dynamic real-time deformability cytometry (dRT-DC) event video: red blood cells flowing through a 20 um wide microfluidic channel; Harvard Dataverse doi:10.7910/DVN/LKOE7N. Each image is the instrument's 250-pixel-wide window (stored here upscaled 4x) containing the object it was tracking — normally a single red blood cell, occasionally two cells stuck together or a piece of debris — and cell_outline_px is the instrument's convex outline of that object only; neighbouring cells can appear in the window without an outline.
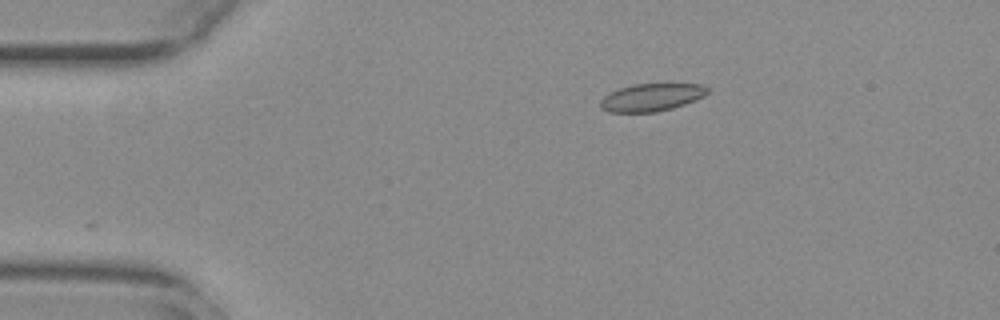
{"species": "common noctule bat (a hibernating species)", "species_latin": "Nyctalus noctula", "temperature_condition": "warm", "stored_images_in_passage": 34, "camera_frame_rate_fps": 3000, "um_per_image_px": 0.085, "animal": {"sex": "female", "body_mass_g": 29.2, "forearm_length_mm": 56.3}, "frame": {"image": 1, "passage_image": 1, "time_ms": 0.0, "image_size_px": [1000, 320], "cell_outline_px": [[708, 92], [704, 96], [684, 104], [672, 108], [656, 112], [608, 112], [600, 108], [600, 100], [604, 96], [620, 88], [632, 84], [700, 84], [708, 88]], "centroid_in_image_um": [55.35, 8.28], "position_along_channel_um": 29.6, "area_um2": 17.11}}
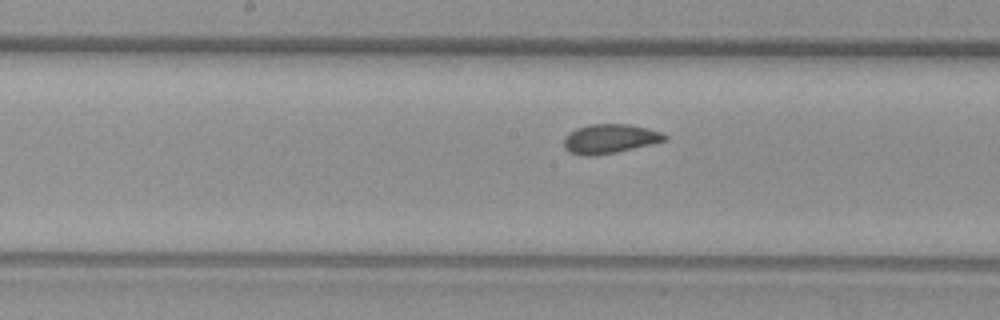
{"frame": {"image": 2, "passage_image": 19, "time_ms": 6.0, "image_size_px": [1000, 320], "cell_outline_px": [[668, 140], [652, 144], [616, 152], [596, 156], [584, 156], [568, 152], [564, 148], [564, 136], [568, 132], [576, 128], [588, 124], [628, 124], [648, 128], [660, 132], [668, 136]], "centroid_in_image_um": [51.8, 11.8], "position_along_channel_um": 196.4, "area_um2": 17.46}}
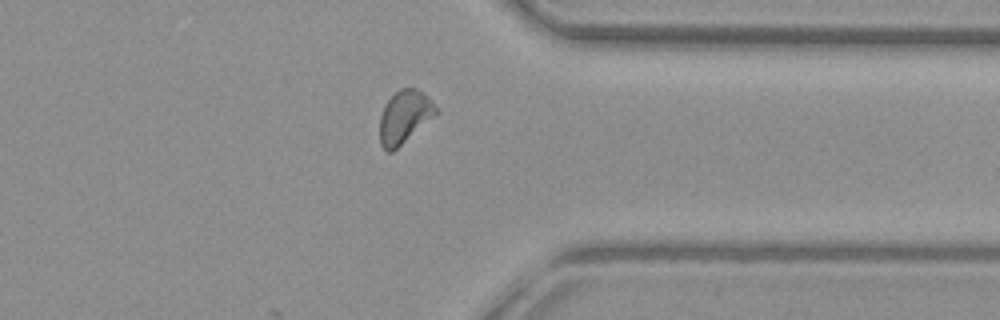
{"frame": {"image": 3, "passage_image": 34, "time_ms": 11.0, "image_size_px": [1000, 320], "cell_outline_px": [[440, 112], [392, 152], [388, 152], [380, 144], [380, 116], [384, 104], [400, 88], [416, 88], [424, 92], [432, 100]], "centroid_in_image_um": [34.4, 9.91], "position_along_channel_um": 377.0, "area_um2": 17.4}, "authors_computed_cell_mechanics": {"area_um2": 17.3111, "velocity_mm_per_s": 3.7287, "shape_relaxation_time_tau1_ms": 8.6845, "shape_relaxation_time_tau2_ms": 1.0117, "deformation_change_tau1": 0.1525, "deformation_change_tau2": 0.04}}